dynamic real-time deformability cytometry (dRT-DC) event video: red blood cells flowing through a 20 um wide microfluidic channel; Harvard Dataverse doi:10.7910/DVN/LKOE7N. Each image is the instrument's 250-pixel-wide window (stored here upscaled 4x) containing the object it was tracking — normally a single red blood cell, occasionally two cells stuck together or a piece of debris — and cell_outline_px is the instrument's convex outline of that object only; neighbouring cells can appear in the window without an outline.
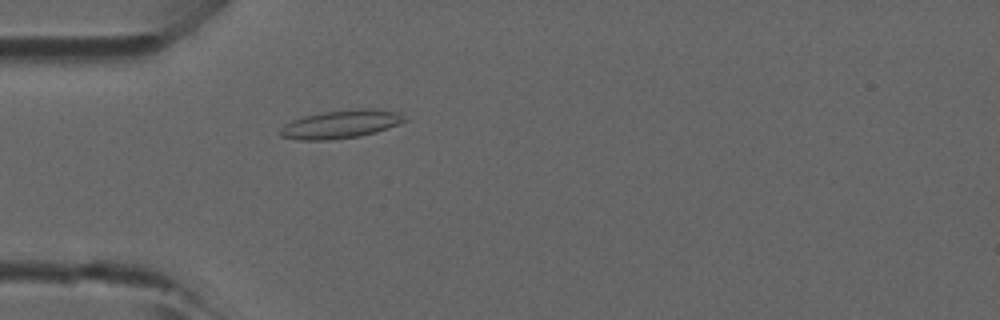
{"species": "common noctule bat (a hibernating species)", "species_latin": "Nyctalus noctula", "temperature_condition": "room temperature", "stored_images_in_passage": 2, "camera_frame_rate_fps": 3000, "um_per_image_px": 0.085, "animal": {"sex": "male", "forearm_length_mm": 52.5}, "frame": {"image": 1, "passage_image": 2, "time_ms": 0.333, "image_size_px": [1000, 320], "cell_outline_px": [[408, 120], [376, 132], [360, 136], [328, 140], [300, 140], [280, 136], [276, 132], [284, 124], [292, 120], [304, 116], [324, 112], [356, 108], [372, 108], [400, 112]], "centroid_in_image_um": [28.95, 10.55], "position_along_channel_um": 56.1, "area_um2": 20.63}}